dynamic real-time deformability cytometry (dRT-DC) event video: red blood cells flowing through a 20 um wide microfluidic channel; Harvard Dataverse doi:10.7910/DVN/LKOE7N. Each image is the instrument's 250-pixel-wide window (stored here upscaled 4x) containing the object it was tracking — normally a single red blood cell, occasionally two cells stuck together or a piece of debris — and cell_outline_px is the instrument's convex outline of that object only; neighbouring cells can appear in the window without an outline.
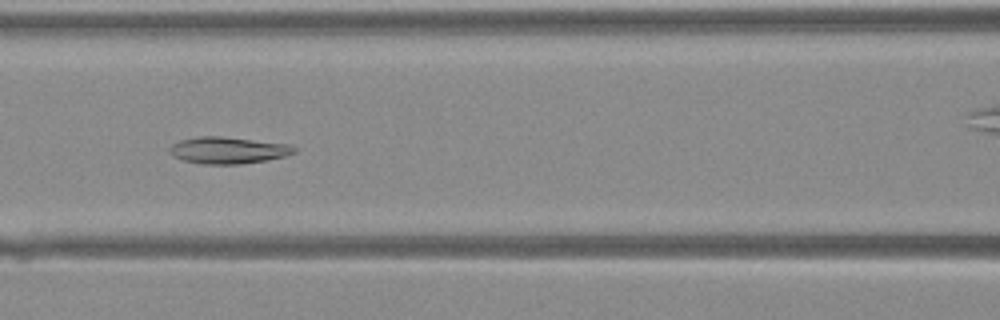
{"species": "Egyptian fruit bat (a non-hibernating species)", "species_latin": "Rousettus aegyptiacus", "temperature_condition": "warm", "stored_images_in_passage": 33, "camera_frame_rate_fps": 3000, "um_per_image_px": 0.085, "animal": {"sex": "female"}, "frame": {"image": 1, "passage_image": 12, "time_ms": 3.667, "image_size_px": [1000, 320], "cell_outline_px": [[296, 152], [284, 156], [268, 160], [240, 164], [204, 164], [184, 160], [172, 156], [168, 152], [168, 148], [172, 144], [180, 140], [200, 136], [220, 136], [288, 144], [296, 148]], "centroid_in_image_um": [19.35, 12.77], "position_along_channel_um": 147.2, "area_um2": 19.36}}
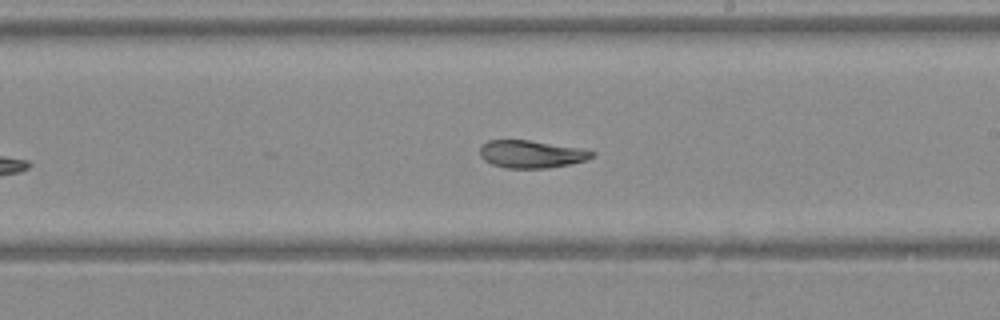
{"frame": {"image": 2, "passage_image": 18, "time_ms": 5.667, "image_size_px": [1000, 320], "cell_outline_px": [[596, 152], [588, 160], [548, 168], [504, 168], [492, 164], [484, 160], [480, 156], [480, 148], [488, 140], [528, 140], [584, 148]], "centroid_in_image_um": [45.18, 13.1], "position_along_channel_um": 243.8, "area_um2": 18.09}}
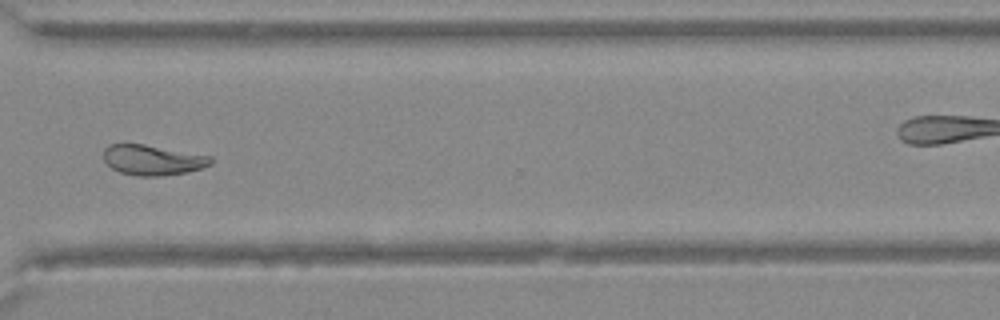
{"frame": {"image": 3, "passage_image": 25, "time_ms": 8.0, "image_size_px": [1000, 320], "cell_outline_px": [[212, 164], [188, 172], [160, 176], [136, 176], [120, 172], [112, 168], [104, 160], [104, 148], [108, 144], [144, 144], [212, 156]], "centroid_in_image_um": [12.97, 13.6], "position_along_channel_um": 357.6, "area_um2": 18.9}}